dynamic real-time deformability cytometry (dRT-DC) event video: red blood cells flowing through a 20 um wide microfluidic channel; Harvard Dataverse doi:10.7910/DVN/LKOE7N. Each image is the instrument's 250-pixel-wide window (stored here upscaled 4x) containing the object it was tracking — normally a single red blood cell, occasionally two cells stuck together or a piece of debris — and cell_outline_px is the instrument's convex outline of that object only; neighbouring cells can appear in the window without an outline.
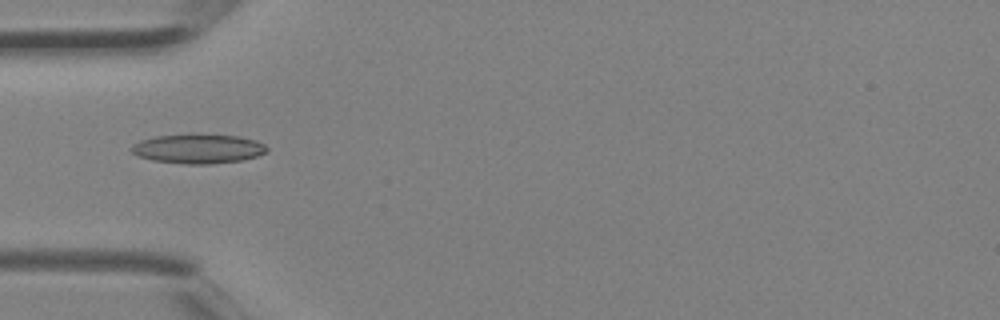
{"species": "Egyptian fruit bat (a non-hibernating species)", "species_latin": "Rousettus aegyptiacus", "temperature_condition": "room temperature", "stored_images_in_passage": 3, "camera_frame_rate_fps": 3000, "um_per_image_px": 0.085, "animal": {"sex": "female"}, "frame": {"image": 1, "passage_image": 3, "time_ms": 0.667, "image_size_px": [1000, 320], "cell_outline_px": [[268, 148], [264, 152], [256, 156], [240, 160], [208, 164], [184, 164], [152, 160], [140, 156], [132, 152], [132, 144], [140, 140], [156, 136], [196, 132], [236, 136], [256, 140], [264, 144]], "centroid_in_image_um": [16.82, 12.61], "position_along_channel_um": 68.2, "area_um2": 23.47}}